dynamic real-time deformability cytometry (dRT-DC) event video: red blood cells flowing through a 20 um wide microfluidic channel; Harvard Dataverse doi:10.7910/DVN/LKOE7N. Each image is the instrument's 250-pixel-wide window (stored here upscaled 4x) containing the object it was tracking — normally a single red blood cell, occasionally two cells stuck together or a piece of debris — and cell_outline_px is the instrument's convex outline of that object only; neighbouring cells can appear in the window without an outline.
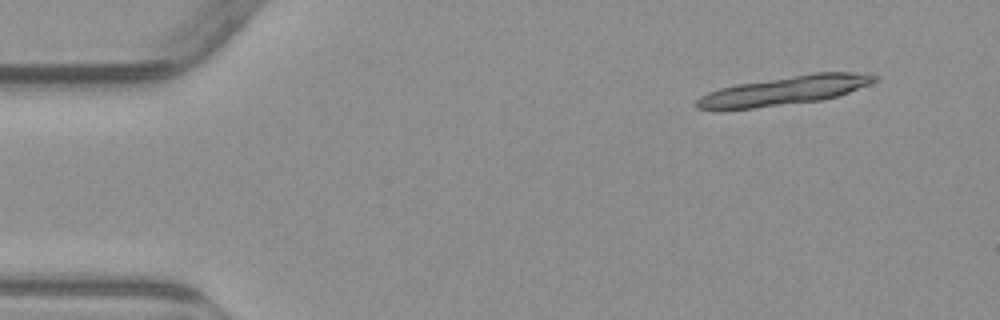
{"species": "common noctule bat (a hibernating species)", "species_latin": "Nyctalus noctula", "temperature_condition": "warm", "stored_images_in_passage": 5, "camera_frame_rate_fps": 3000, "um_per_image_px": 0.085, "animal": {"sex": "male", "body_mass_g": 23.1, "forearm_length_mm": 52.7}, "frame": {"image": 1, "passage_image": 1, "time_ms": 0.0, "image_size_px": [1000, 320], "cell_outline_px": [[880, 80], [848, 92], [824, 100], [752, 108], [696, 108], [696, 100], [700, 96], [708, 92], [720, 88], [736, 84], [812, 72], [868, 72], [880, 76]], "centroid_in_image_um": [66.81, 7.66], "position_along_channel_um": 18.2, "area_um2": 29.94}}